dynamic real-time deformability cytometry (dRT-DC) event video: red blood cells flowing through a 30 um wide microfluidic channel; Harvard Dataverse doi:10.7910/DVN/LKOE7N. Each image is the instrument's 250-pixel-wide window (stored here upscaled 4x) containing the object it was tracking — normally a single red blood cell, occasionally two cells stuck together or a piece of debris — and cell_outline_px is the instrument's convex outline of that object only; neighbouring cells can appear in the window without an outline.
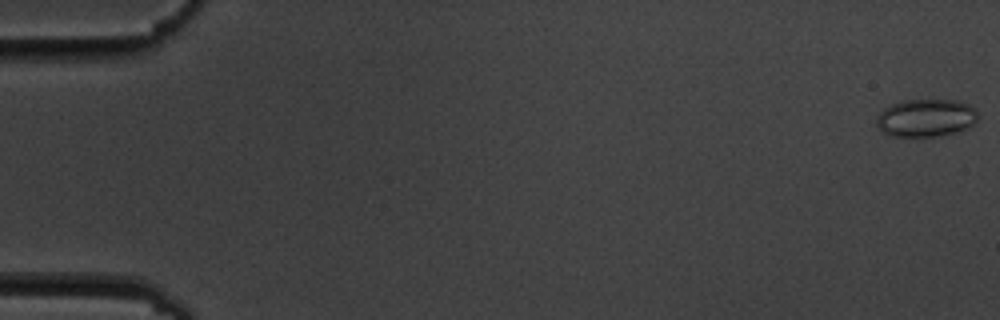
{"species": "common noctule bat (a hibernating species)", "species_latin": "Nyctalus noctula", "temperature_condition": "cold", "stored_images_in_passage": 6, "camera_frame_rate_fps": 3000, "um_per_image_px": 0.085, "animal": {"sex": "male", "body_mass_g": 19.5, "forearm_length_mm": 54.6}, "frame": {"image": 1, "passage_image": 1, "time_ms": 0.0, "image_size_px": [1000, 320], "cell_outline_px": [[980, 116], [968, 128], [956, 132], [940, 136], [892, 136], [884, 132], [876, 124], [876, 116], [884, 108], [900, 100], [960, 100], [976, 108]], "centroid_in_image_um": [78.73, 10.01], "position_along_channel_um": 6.3, "area_um2": 22.54}}
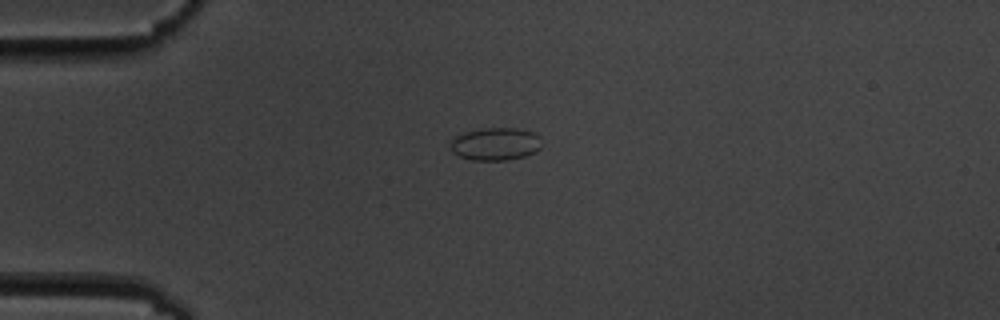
{"frame": {"image": 2, "passage_image": 5, "time_ms": 4.667, "image_size_px": [1000, 320], "cell_outline_px": [[540, 148], [536, 152], [524, 156], [508, 160], [472, 160], [460, 156], [452, 152], [452, 140], [456, 136], [464, 132], [484, 128], [516, 128], [532, 132], [540, 136]], "centroid_in_image_um": [42.14, 12.24], "position_along_channel_um": 42.9, "area_um2": 17.28}}